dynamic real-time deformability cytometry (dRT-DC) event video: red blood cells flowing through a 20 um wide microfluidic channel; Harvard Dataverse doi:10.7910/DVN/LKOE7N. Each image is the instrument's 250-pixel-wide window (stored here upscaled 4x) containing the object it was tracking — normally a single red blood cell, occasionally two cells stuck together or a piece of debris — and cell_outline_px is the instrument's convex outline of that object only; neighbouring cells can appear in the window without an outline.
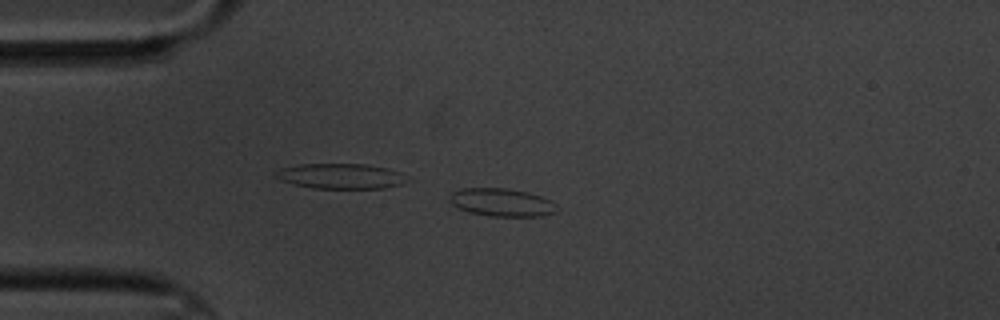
{"species": "common noctule bat (a hibernating species)", "species_latin": "Nyctalus noctula", "temperature_condition": "cold", "stored_images_in_passage": 11, "camera_frame_rate_fps": 3000, "um_per_image_px": 0.085, "animal": {"sex": "male", "body_mass_g": 20.1, "forearm_length_mm": 53.5}, "frame": {"image": 1, "passage_image": 5, "time_ms": 5.333, "image_size_px": [1000, 320], "cell_outline_px": [[560, 208], [556, 212], [540, 216], [488, 216], [468, 212], [452, 204], [448, 200], [452, 192], [464, 188], [504, 188], [528, 192], [540, 196], [556, 204]], "centroid_in_image_um": [42.65, 17.21], "position_along_channel_um": 42.3, "area_um2": 17.46}}
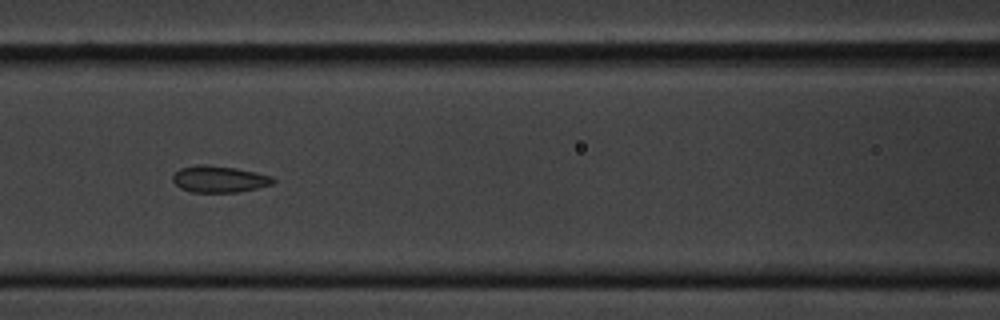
{"frame": {"image": 2, "passage_image": 8, "time_ms": 9.0, "image_size_px": [1000, 320], "cell_outline_px": [[276, 180], [272, 184], [256, 188], [236, 192], [192, 192], [180, 188], [172, 180], [172, 176], [180, 168], [196, 164], [204, 164], [236, 168], [256, 172], [272, 176]], "centroid_in_image_um": [18.62, 15.21], "position_along_channel_um": 148.0, "area_um2": 15.55}}
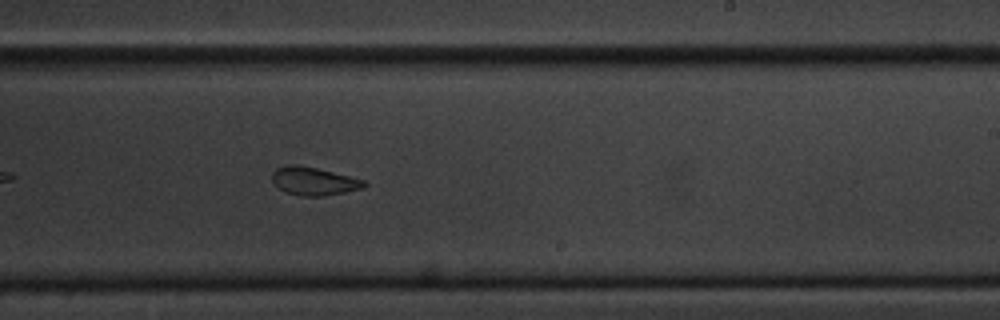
{"frame": {"image": 3, "passage_image": 11, "time_ms": 12.333, "image_size_px": [1000, 320], "cell_outline_px": [[368, 184], [364, 188], [324, 196], [300, 196], [288, 192], [280, 188], [272, 180], [272, 172], [276, 168], [292, 164], [296, 164], [316, 168], [364, 180]], "centroid_in_image_um": [26.68, 15.4], "position_along_channel_um": 262.3, "area_um2": 14.85}}